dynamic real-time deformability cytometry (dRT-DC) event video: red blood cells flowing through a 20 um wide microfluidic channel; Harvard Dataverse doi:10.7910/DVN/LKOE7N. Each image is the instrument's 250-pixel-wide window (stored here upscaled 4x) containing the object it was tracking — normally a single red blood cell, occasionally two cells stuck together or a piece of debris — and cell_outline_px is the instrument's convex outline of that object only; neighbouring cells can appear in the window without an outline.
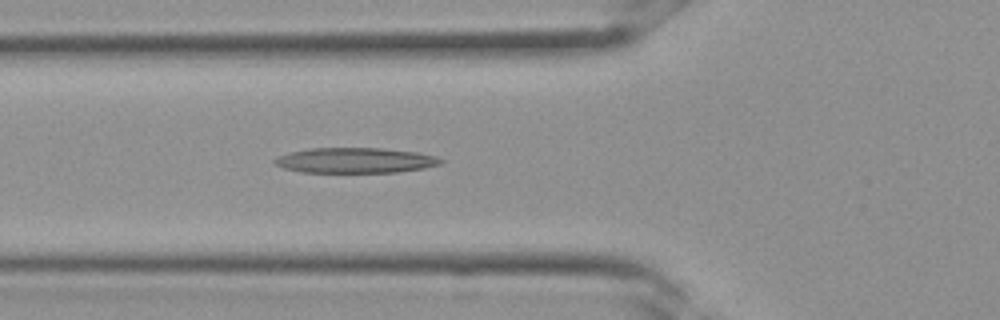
{"species": "Egyptian fruit bat (a non-hibernating species)", "species_latin": "Rousettus aegyptiacus", "temperature_condition": "room temperature", "stored_images_in_passage": 33, "camera_frame_rate_fps": 3000, "um_per_image_px": 0.085, "frame": {"image": 1, "passage_image": 12, "time_ms": 3.667, "image_size_px": [1000, 320], "cell_outline_px": [[444, 160], [440, 164], [424, 168], [396, 172], [300, 172], [284, 168], [272, 164], [272, 160], [280, 156], [292, 152], [308, 148], [384, 148], [416, 152], [436, 156]], "centroid_in_image_um": [30.18, 13.63], "position_along_channel_um": 95.6, "area_um2": 24.45}}
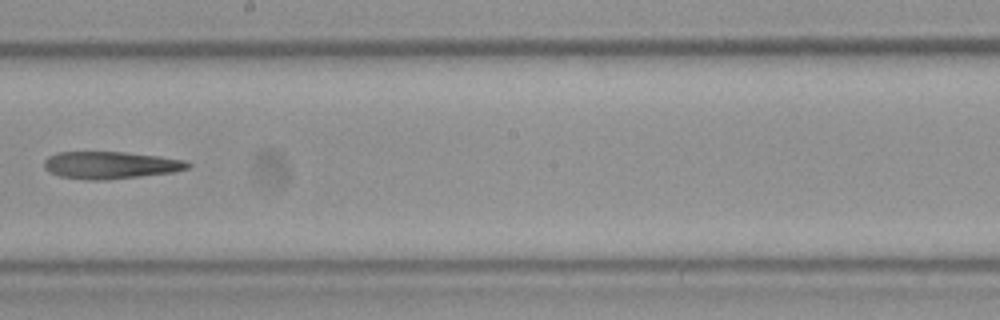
{"frame": {"image": 2, "passage_image": 19, "time_ms": 6.0, "image_size_px": [1000, 320], "cell_outline_px": [[192, 164], [188, 168], [172, 172], [108, 180], [88, 180], [60, 176], [48, 172], [44, 168], [44, 160], [48, 156], [56, 152], [124, 152], [160, 156], [188, 160]], "centroid_in_image_um": [9.39, 14.03], "position_along_channel_um": 238.8, "area_um2": 23.0}}
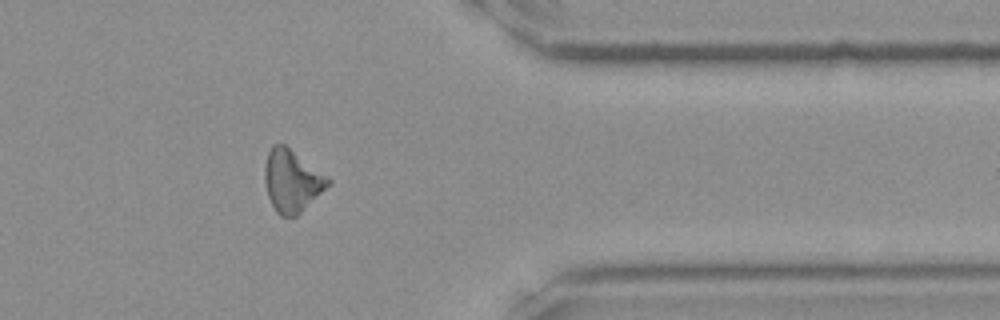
{"frame": {"image": 3, "passage_image": 27, "time_ms": 8.667, "image_size_px": [1000, 320], "cell_outline_px": [[332, 184], [296, 216], [280, 216], [276, 212], [268, 196], [264, 180], [264, 168], [268, 152], [272, 144], [284, 144], [328, 176], [332, 180]], "centroid_in_image_um": [24.82, 15.37], "position_along_channel_um": 386.6, "area_um2": 23.0}}